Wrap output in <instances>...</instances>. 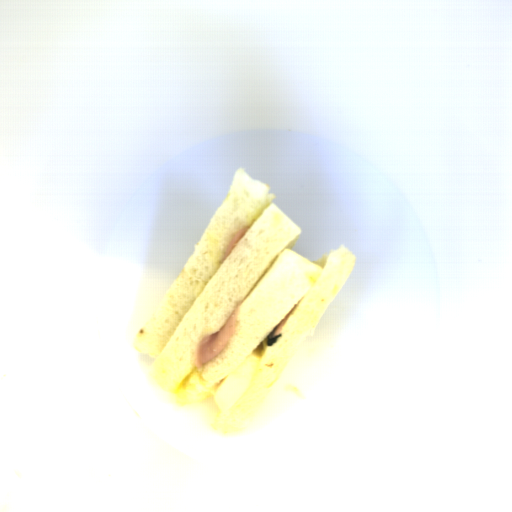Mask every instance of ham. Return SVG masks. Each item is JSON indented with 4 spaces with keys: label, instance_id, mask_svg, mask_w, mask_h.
<instances>
[{
    "label": "ham",
    "instance_id": "1",
    "mask_svg": "<svg viewBox=\"0 0 512 512\" xmlns=\"http://www.w3.org/2000/svg\"><path fill=\"white\" fill-rule=\"evenodd\" d=\"M239 316L240 306L238 304L219 331L200 339L195 350L196 368L200 369L226 348L236 331Z\"/></svg>",
    "mask_w": 512,
    "mask_h": 512
},
{
    "label": "ham",
    "instance_id": "2",
    "mask_svg": "<svg viewBox=\"0 0 512 512\" xmlns=\"http://www.w3.org/2000/svg\"><path fill=\"white\" fill-rule=\"evenodd\" d=\"M249 227H243L239 231L236 232V234L233 236V238L230 240L229 244L227 245L225 249V253L223 256V262L227 258V256L231 253V251L236 247L238 241L243 238L247 232Z\"/></svg>",
    "mask_w": 512,
    "mask_h": 512
},
{
    "label": "ham",
    "instance_id": "3",
    "mask_svg": "<svg viewBox=\"0 0 512 512\" xmlns=\"http://www.w3.org/2000/svg\"><path fill=\"white\" fill-rule=\"evenodd\" d=\"M297 305H294L292 309L289 311V313L285 316V318L280 322V324L270 333L269 338H274L277 336L281 330L285 327L286 323L288 322L290 316L292 315L293 311L295 310Z\"/></svg>",
    "mask_w": 512,
    "mask_h": 512
}]
</instances>
